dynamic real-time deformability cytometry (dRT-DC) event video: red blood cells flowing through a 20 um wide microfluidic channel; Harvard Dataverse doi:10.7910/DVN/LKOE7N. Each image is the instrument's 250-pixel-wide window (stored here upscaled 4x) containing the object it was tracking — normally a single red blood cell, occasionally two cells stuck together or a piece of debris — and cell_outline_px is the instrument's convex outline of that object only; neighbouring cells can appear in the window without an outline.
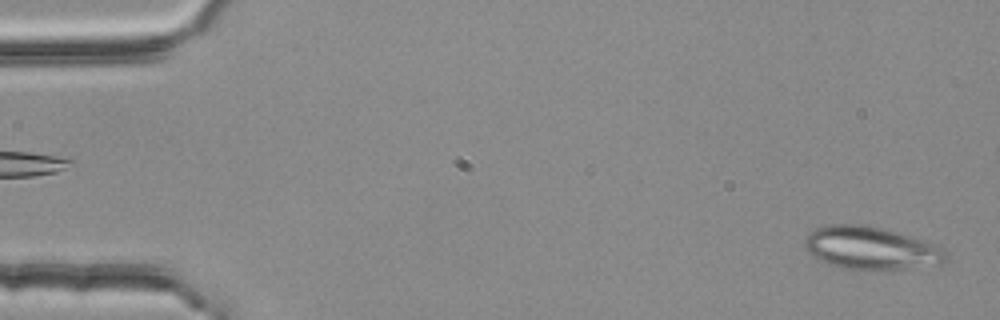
{"species": "common noctule bat (a hibernating species)", "species_latin": "Nyctalus noctula", "temperature_condition": "room temperature", "stored_images_in_passage": 4, "segment_of_instrument_passage": [2, 2], "camera_frame_rate_fps": 3000, "um_per_image_px": 0.085, "animal": {"sex": "female", "body_mass_g": 25.1}, "frame": {"image": 1, "passage_image": 4, "time_ms": 1.0, "image_size_px": [1000, 320], "cell_outline_px": [[948, 260], [940, 264], [900, 268], [844, 268], [828, 264], [816, 260], [804, 248], [804, 240], [808, 232], [816, 228], [828, 224], [868, 224], [884, 228], [944, 248], [948, 256]], "centroid_in_image_um": [73.95, 21.06], "position_along_channel_um": 11.0, "area_um2": 34.91}}